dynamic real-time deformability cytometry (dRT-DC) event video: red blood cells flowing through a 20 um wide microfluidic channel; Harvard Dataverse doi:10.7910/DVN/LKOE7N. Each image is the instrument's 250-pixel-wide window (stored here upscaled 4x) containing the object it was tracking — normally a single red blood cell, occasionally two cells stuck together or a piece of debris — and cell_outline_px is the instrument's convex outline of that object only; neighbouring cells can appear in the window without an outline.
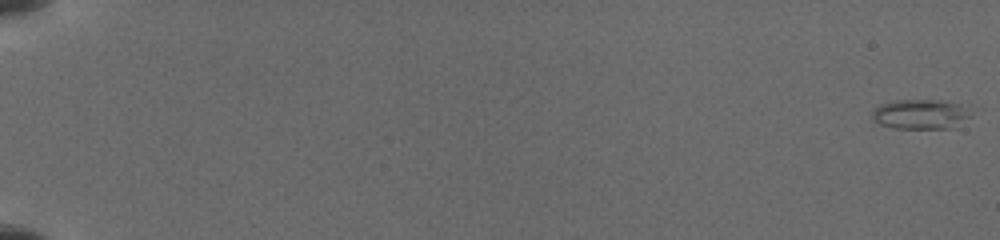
{"species": "common noctule bat (a hibernating species)", "species_latin": "Nyctalus noctula", "temperature_condition": "cold", "stored_images_in_passage": 21, "camera_frame_rate_fps": 3000, "um_per_image_px": 0.085, "animal": {"sex": "female", "body_mass_g": 19.5, "forearm_length_mm": 54.1}, "frame": {"image": 1, "passage_image": 1, "time_ms": 0.0, "image_size_px": [1000, 240], "cell_outline_px": [[968, 116], [948, 128], [896, 128], [880, 124], [872, 120], [872, 112], [880, 104], [896, 100], [940, 100], [956, 104]], "centroid_in_image_um": [78.05, 9.7], "position_along_channel_um": 6.9, "area_um2": 16.18}}
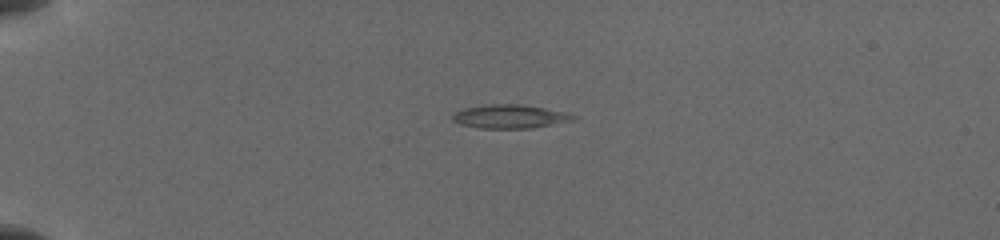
{"frame": {"image": 2, "passage_image": 14, "time_ms": 5.0, "image_size_px": [1000, 240], "cell_outline_px": [[576, 116], [572, 120], [532, 128], [480, 128], [460, 124], [452, 120], [452, 116], [456, 112], [464, 108], [492, 104], [520, 104], [568, 112]], "centroid_in_image_um": [43.33, 9.9], "position_along_channel_um": 41.7, "area_um2": 16.42}}
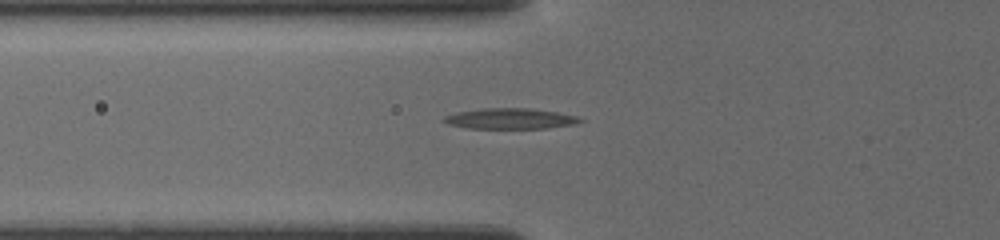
{"frame": {"image": 3, "passage_image": 21, "time_ms": 7.333, "image_size_px": [1000, 240], "cell_outline_px": [[584, 120], [572, 124], [544, 128], [468, 128], [448, 124], [444, 120], [444, 116], [460, 112], [484, 108], [528, 108], [556, 112], [576, 116]], "centroid_in_image_um": [43.36, 10.08], "position_along_channel_um": 82.4, "area_um2": 15.95}}